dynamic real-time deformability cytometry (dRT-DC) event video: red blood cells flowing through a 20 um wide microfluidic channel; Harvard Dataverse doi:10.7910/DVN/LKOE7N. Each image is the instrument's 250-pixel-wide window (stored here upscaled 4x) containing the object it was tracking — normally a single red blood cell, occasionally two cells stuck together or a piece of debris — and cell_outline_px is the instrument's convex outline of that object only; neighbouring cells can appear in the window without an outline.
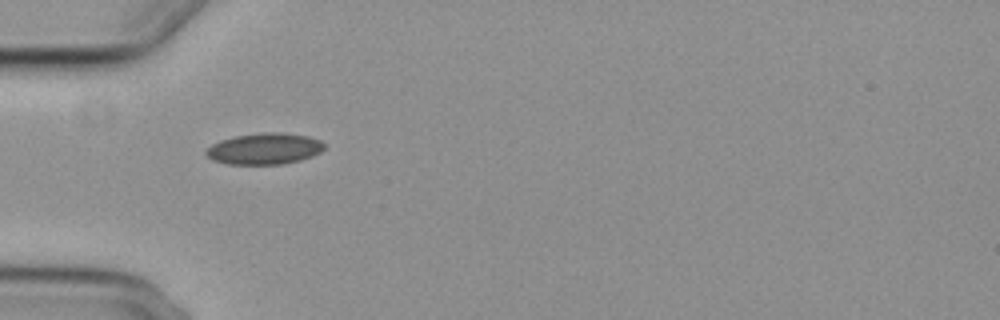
{"species": "common noctule bat (a hibernating species)", "species_latin": "Nyctalus noctula", "temperature_condition": "cold", "stored_images_in_passage": 39, "camera_frame_rate_fps": 3000, "um_per_image_px": 0.085, "animal": {"sex": "female", "body_mass_g": 29.2, "forearm_length_mm": 56.3}, "frame": {"image": 1, "passage_image": 1, "time_ms": 0.0, "image_size_px": [1000, 320], "cell_outline_px": [[324, 148], [320, 152], [312, 156], [300, 160], [284, 164], [224, 164], [212, 160], [204, 152], [212, 144], [220, 140], [232, 136], [264, 132], [280, 132], [308, 136], [320, 140], [324, 144]], "centroid_in_image_um": [22.46, 12.64], "position_along_channel_um": 62.5, "area_um2": 21.68}}
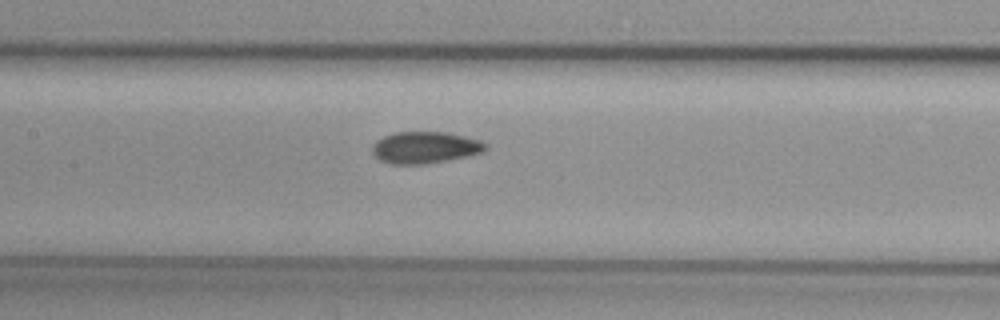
{"frame": {"image": 2, "passage_image": 10, "time_ms": 3.0, "image_size_px": [1000, 320], "cell_outline_px": [[488, 148], [484, 152], [468, 156], [448, 160], [424, 164], [392, 164], [380, 160], [372, 152], [372, 144], [376, 140], [384, 136], [396, 132], [448, 132], [480, 140], [488, 144]], "centroid_in_image_um": [36.15, 12.53], "position_along_channel_um": 171.2, "area_um2": 21.1}}
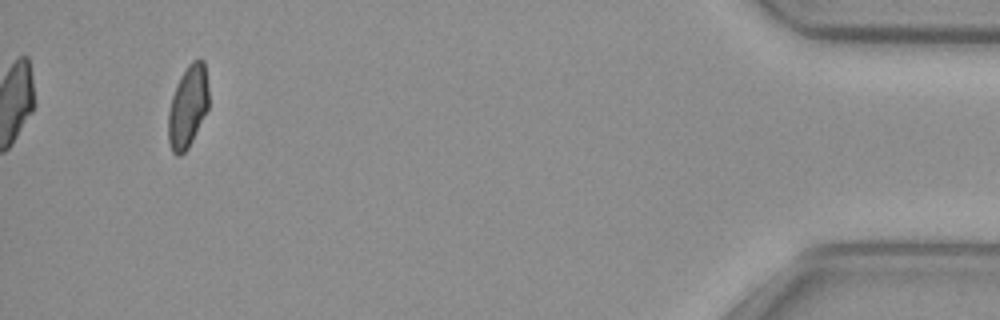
{"frame": {"image": 3, "passage_image": 36, "time_ms": 11.667, "image_size_px": [1000, 320], "cell_outline_px": [[208, 108], [188, 148], [180, 156], [176, 156], [172, 152], [168, 140], [168, 112], [172, 96], [176, 84], [180, 76], [188, 64], [192, 60], [204, 60], [208, 88]], "centroid_in_image_um": [15.95, 9.06], "position_along_channel_um": 419.3, "area_um2": 19.36}, "authors_computed_cell_mechanics": {"area_um2": 20.519, "velocity_mm_per_s": 3.7126, "shape_relaxation_time_tau1_ms": 7.7799, "shape_relaxation_time_tau2_ms": 3.3395, "deformation_change_tau1": 0.1212, "deformation_change_tau2": 0.0569}}